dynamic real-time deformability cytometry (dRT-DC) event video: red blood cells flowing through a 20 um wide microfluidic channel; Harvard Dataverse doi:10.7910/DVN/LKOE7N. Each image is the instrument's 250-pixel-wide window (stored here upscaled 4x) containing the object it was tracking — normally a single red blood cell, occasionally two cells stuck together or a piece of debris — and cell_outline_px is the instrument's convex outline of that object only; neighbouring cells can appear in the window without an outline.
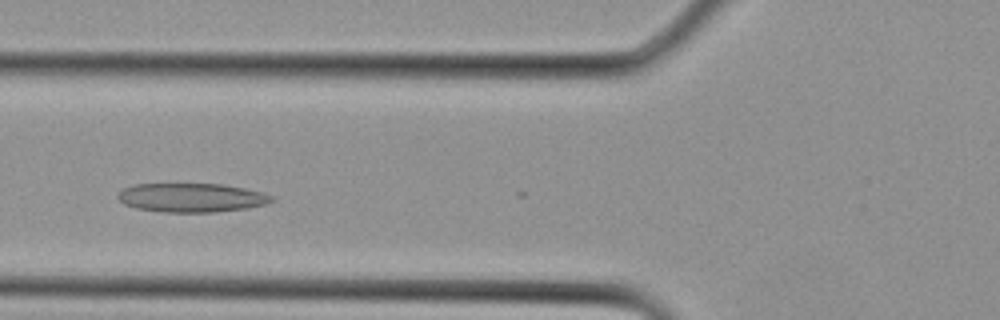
{"species": "Egyptian fruit bat (a non-hibernating species)", "species_latin": "Rousettus aegyptiacus", "temperature_condition": "cold", "stored_images_in_passage": 13, "camera_frame_rate_fps": 3000, "um_per_image_px": 0.085, "animal": {"sex": "female"}, "frame": {"image": 1, "passage_image": 8, "time_ms": 2.333, "image_size_px": [1000, 320], "cell_outline_px": [[276, 200], [264, 204], [244, 208], [212, 212], [164, 212], [136, 208], [124, 204], [116, 196], [124, 188], [132, 184], [224, 184], [244, 188], [260, 192], [272, 196]], "centroid_in_image_um": [16.25, 16.79], "position_along_channel_um": 109.6, "area_um2": 25.72}}
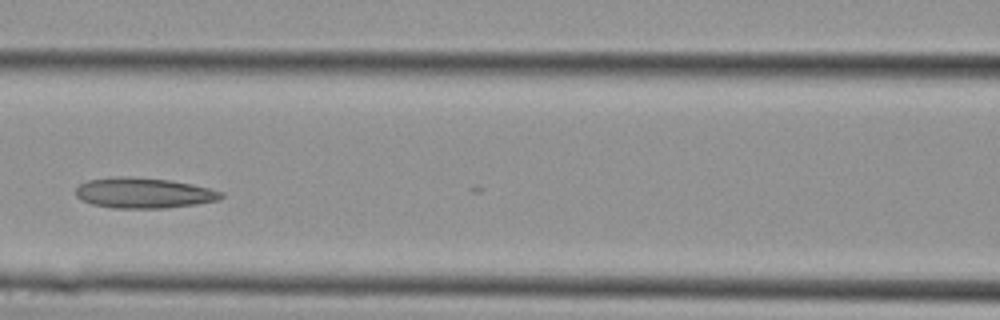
{"frame": {"image": 2, "passage_image": 10, "time_ms": 3.0, "image_size_px": [1000, 320], "cell_outline_px": [[224, 196], [220, 200], [196, 204], [168, 208], [112, 208], [92, 204], [80, 200], [76, 196], [76, 188], [80, 184], [88, 180], [124, 176], [128, 176], [168, 180], [192, 184], [224, 192]], "centroid_in_image_um": [12.23, 16.41], "position_along_channel_um": 154.4, "area_um2": 25.84}}
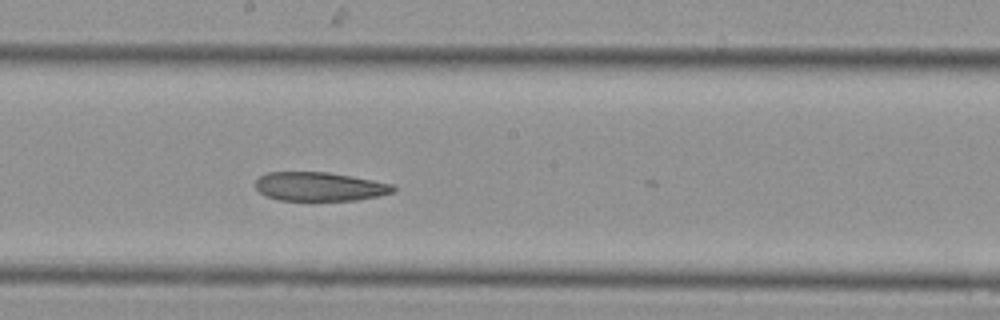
{"frame": {"image": 3, "passage_image": 13, "time_ms": 4.0, "image_size_px": [1000, 320], "cell_outline_px": [[396, 192], [356, 200], [280, 200], [268, 196], [260, 192], [256, 188], [256, 180], [260, 176], [268, 172], [328, 172], [372, 180], [392, 184], [396, 188]], "centroid_in_image_um": [27.17, 15.85], "position_along_channel_um": 221.0, "area_um2": 22.95}}